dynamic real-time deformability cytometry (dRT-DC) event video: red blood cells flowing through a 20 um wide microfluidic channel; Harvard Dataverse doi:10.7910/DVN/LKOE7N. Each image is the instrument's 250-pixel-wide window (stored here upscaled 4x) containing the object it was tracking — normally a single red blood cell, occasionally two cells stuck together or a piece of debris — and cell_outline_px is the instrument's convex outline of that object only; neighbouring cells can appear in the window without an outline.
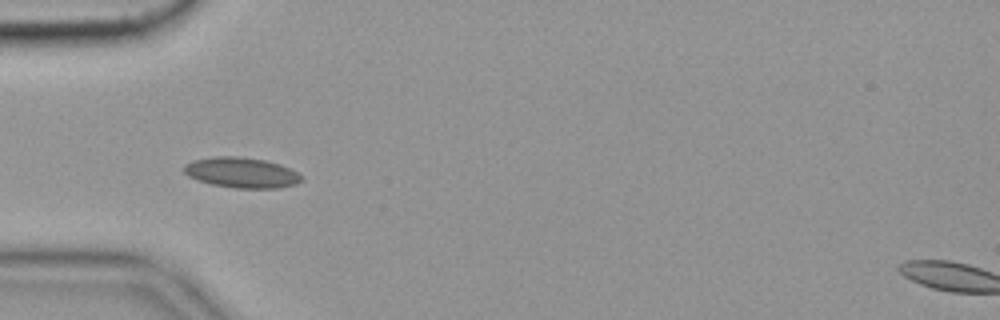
{"species": "common noctule bat (a hibernating species)", "species_latin": "Nyctalus noctula", "temperature_condition": "cold", "stored_images_in_passage": 46, "camera_frame_rate_fps": 3000, "um_per_image_px": 0.085, "animal": {"sex": "female", "body_mass_g": 19.9}, "frame": {"image": 1, "passage_image": 7, "time_ms": 2.0, "image_size_px": [1000, 320], "cell_outline_px": [[304, 180], [296, 184], [280, 188], [236, 188], [212, 184], [196, 180], [188, 176], [184, 172], [184, 164], [196, 160], [216, 156], [236, 156], [264, 160], [280, 164], [296, 172]], "centroid_in_image_um": [20.53, 14.68], "position_along_channel_um": 64.5, "area_um2": 20.69}, "authors_computed_cell_mechanics": {"area_um2": 18.9006, "velocity_mm_per_s": 3.4948, "shape_relaxation_time_tau1_ms": null, "shape_relaxation_time_tau2_ms": 2.0349, "deformation_change_tau1": null, "deformation_change_tau2": 0.0592}}